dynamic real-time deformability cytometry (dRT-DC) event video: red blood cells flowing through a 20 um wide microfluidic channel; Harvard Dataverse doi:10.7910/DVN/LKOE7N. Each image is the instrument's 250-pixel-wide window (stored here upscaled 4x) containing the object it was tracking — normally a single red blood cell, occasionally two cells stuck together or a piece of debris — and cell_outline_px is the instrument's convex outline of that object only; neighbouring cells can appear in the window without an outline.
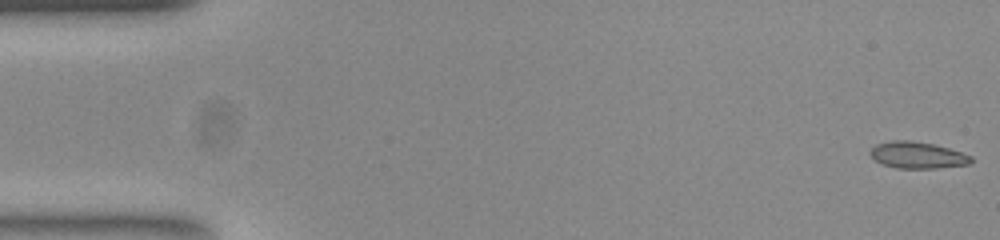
{"species": "common noctule bat (a hibernating species)", "species_latin": "Nyctalus noctula", "temperature_condition": "room temperature", "stored_images_in_passage": 54, "camera_frame_rate_fps": 3000, "um_per_image_px": 0.085, "animal": {"sex": "female", "body_mass_g": 23.0, "forearm_length_mm": 53.4}, "frame": {"image": 1, "passage_image": 1, "time_ms": 0.0, "image_size_px": [1000, 240], "cell_outline_px": [[972, 160], [968, 164], [936, 168], [896, 168], [884, 164], [876, 160], [868, 152], [876, 144], [892, 140], [912, 140], [932, 144], [948, 148], [972, 156]], "centroid_in_image_um": [77.96, 13.18], "position_along_channel_um": 7.0, "area_um2": 15.43}}
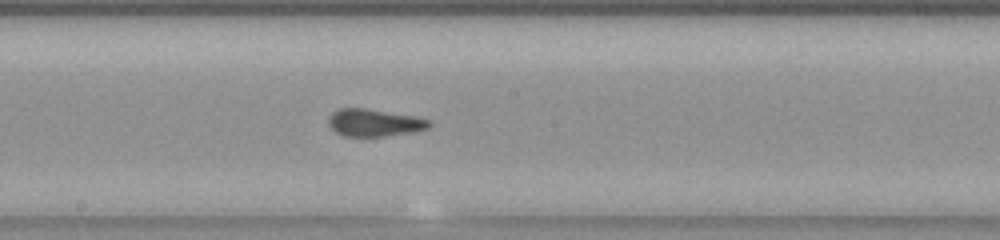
{"frame": {"image": 2, "passage_image": 28, "time_ms": 9.0, "image_size_px": [1000, 240], "cell_outline_px": [[432, 124], [428, 128], [412, 132], [384, 136], [344, 136], [336, 132], [328, 124], [328, 116], [332, 112], [340, 108], [364, 108], [416, 116], [432, 120]], "centroid_in_image_um": [31.82, 10.42], "position_along_channel_um": 216.4, "area_um2": 16.13}}
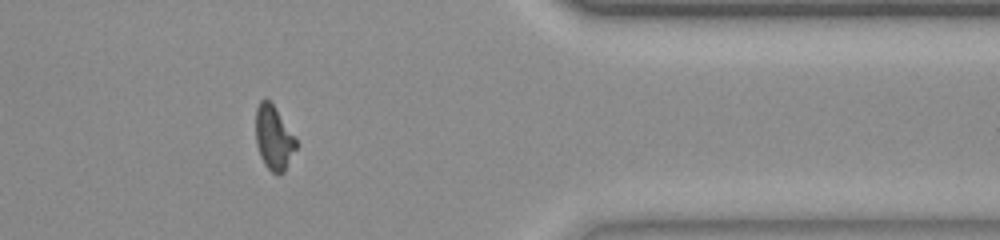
{"frame": {"image": 3, "passage_image": 43, "time_ms": 14.0, "image_size_px": [1000, 240], "cell_outline_px": [[296, 148], [284, 172], [280, 176], [276, 176], [264, 164], [260, 156], [256, 144], [256, 108], [260, 100], [264, 96], [272, 104], [296, 140]], "centroid_in_image_um": [23.24, 11.75], "position_along_channel_um": 388.2, "area_um2": 14.91}, "authors_computed_cell_mechanics": {"area_um2": 15.7794, "velocity_mm_per_s": 3.8711, "shape_relaxation_time_tau1_ms": 9.9742, "shape_relaxation_time_tau2_ms": 0.8286, "deformation_change_tau1": 0.2101, "deformation_change_tau2": 0.056}}